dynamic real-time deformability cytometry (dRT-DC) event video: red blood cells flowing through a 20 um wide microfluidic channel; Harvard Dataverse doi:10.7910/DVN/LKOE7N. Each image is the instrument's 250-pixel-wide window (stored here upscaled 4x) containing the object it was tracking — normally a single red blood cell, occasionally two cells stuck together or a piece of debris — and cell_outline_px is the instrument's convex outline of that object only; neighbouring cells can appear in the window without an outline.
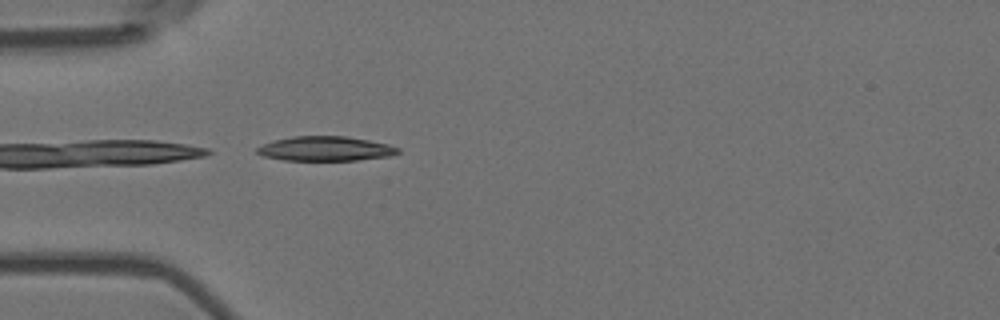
{"species": "Egyptian fruit bat (a non-hibernating species)", "species_latin": "Rousettus aegyptiacus", "temperature_condition": "room temperature", "stored_images_in_passage": 5, "camera_frame_rate_fps": 3000, "um_per_image_px": 0.085, "animal": {"sex": "female"}, "frame": {"image": 1, "passage_image": 1, "time_ms": 0.0, "image_size_px": [1000, 320], "cell_outline_px": [[400, 152], [388, 156], [356, 160], [284, 160], [264, 156], [256, 152], [256, 148], [264, 144], [276, 140], [292, 136], [344, 136], [368, 140], [388, 144], [400, 148]], "centroid_in_image_um": [27.67, 12.63], "position_along_channel_um": 57.3, "area_um2": 19.94}}